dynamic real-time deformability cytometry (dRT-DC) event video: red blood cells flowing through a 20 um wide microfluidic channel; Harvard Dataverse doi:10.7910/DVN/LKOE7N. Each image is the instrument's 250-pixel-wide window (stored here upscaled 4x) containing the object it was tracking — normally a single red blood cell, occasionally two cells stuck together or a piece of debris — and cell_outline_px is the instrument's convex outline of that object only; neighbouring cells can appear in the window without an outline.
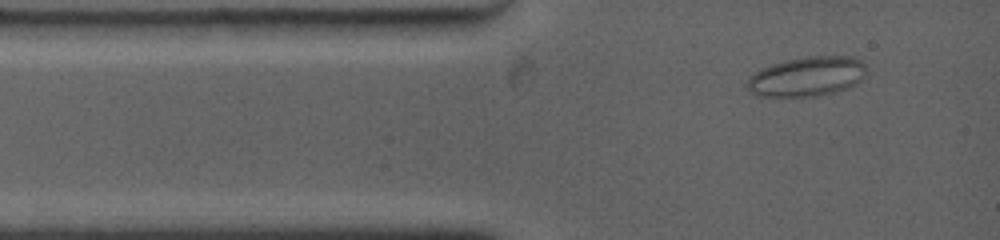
{"species": "common noctule bat (a hibernating species)", "species_latin": "Nyctalus noctula", "temperature_condition": "warm", "stored_images_in_passage": 79, "camera_frame_rate_fps": 4500, "um_per_image_px": 0.085, "animal": {"sex": "female", "body_mass_g": 19.0, "forearm_length_mm": 53.3}, "frame": {"image": 1, "passage_image": 2, "time_ms": 0.444, "image_size_px": [1000, 240], "cell_outline_px": [[864, 76], [860, 80], [848, 88], [836, 92], [816, 96], [756, 96], [744, 84], [752, 72], [760, 68], [772, 64], [788, 60], [808, 56], [852, 56], [864, 60]], "centroid_in_image_um": [68.56, 6.5], "position_along_channel_um": 16.4, "area_um2": 27.69}}
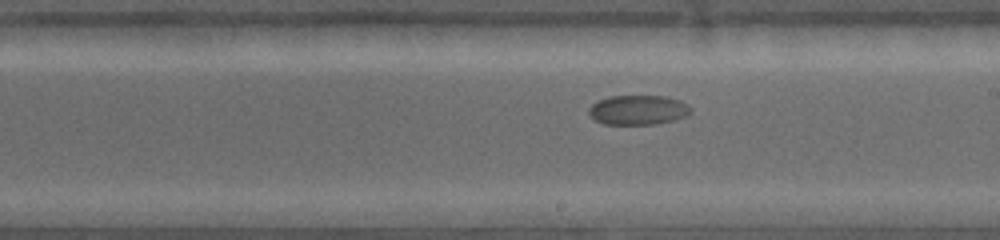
{"frame": {"image": 2, "passage_image": 33, "time_ms": 7.556, "image_size_px": [1000, 240], "cell_outline_px": [[692, 112], [684, 116], [672, 120], [656, 124], [604, 124], [596, 120], [588, 112], [588, 108], [592, 104], [608, 96], [664, 96], [680, 100], [688, 104], [692, 108]], "centroid_in_image_um": [54.25, 9.34], "position_along_channel_um": 234.7, "area_um2": 17.51}}
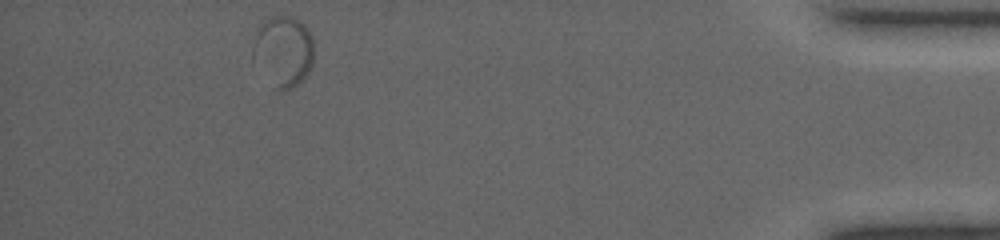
{"frame": {"image": 3, "passage_image": 79, "time_ms": 15.111, "image_size_px": [1000, 240], "cell_outline_px": [[312, 64], [308, 72], [296, 84], [288, 88], [272, 88], [252, 56], [252, 48], [256, 36], [264, 20], [272, 16], [292, 16], [304, 24], [308, 28], [312, 36]], "centroid_in_image_um": [24.08, 4.32], "position_along_channel_um": 411.1, "area_um2": 24.68}}